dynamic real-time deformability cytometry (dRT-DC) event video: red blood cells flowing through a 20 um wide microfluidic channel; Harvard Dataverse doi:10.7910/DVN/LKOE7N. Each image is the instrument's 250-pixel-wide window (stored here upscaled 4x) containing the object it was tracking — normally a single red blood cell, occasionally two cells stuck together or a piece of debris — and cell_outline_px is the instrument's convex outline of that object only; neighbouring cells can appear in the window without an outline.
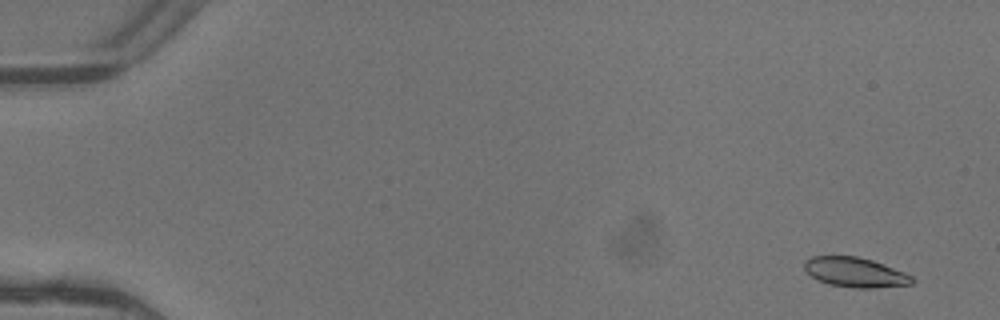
{"species": "common noctule bat (a hibernating species)", "species_latin": "Nyctalus noctula", "temperature_condition": "warm", "stored_images_in_passage": 6, "camera_frame_rate_fps": 3000, "um_per_image_px": 0.085, "animal": {"sex": "female"}, "frame": {"image": 1, "passage_image": 2, "time_ms": 0.333, "image_size_px": [1000, 320], "cell_outline_px": [[916, 280], [912, 284], [876, 288], [852, 288], [828, 284], [816, 280], [804, 268], [804, 260], [812, 256], [856, 256], [872, 260], [904, 272], [912, 276]], "centroid_in_image_um": [72.68, 23.15], "position_along_channel_um": 12.3, "area_um2": 18.79}}
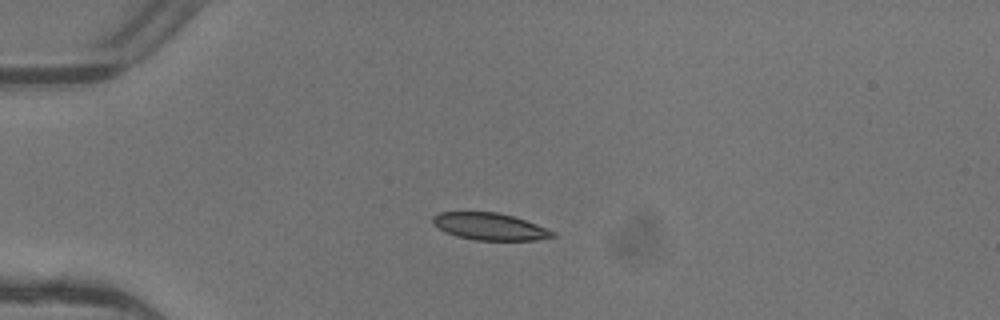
{"frame": {"image": 2, "passage_image": 5, "time_ms": 1.333, "image_size_px": [1000, 320], "cell_outline_px": [[556, 236], [536, 240], [476, 240], [456, 236], [444, 232], [432, 224], [432, 216], [440, 212], [496, 212], [512, 216], [536, 224], [556, 232]], "centroid_in_image_um": [41.6, 19.26], "position_along_channel_um": 43.4, "area_um2": 18.9}}